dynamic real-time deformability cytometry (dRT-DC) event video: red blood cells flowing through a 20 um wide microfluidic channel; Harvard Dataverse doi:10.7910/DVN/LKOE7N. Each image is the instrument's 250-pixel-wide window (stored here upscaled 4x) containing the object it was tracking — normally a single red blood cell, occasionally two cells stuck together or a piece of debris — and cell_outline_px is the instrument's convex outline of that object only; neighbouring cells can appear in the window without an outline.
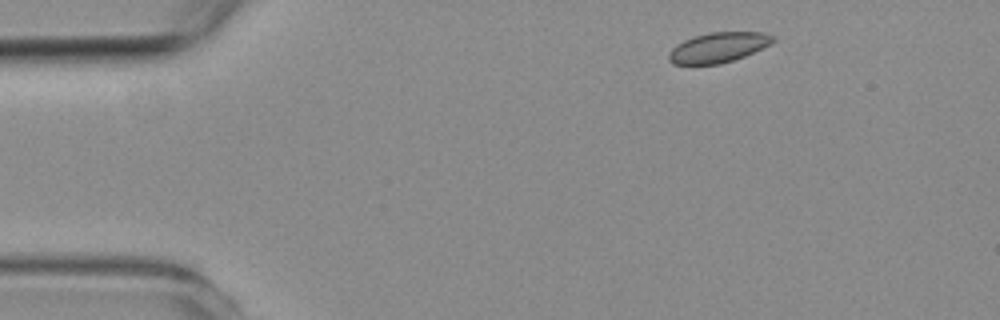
{"species": "common noctule bat (a hibernating species)", "species_latin": "Nyctalus noctula", "temperature_condition": "room temperature", "stored_images_in_passage": 3, "camera_frame_rate_fps": 3000, "um_per_image_px": 0.085, "animal": {"sex": "female", "body_mass_g": 19.3, "forearm_length_mm": 54.1}, "frame": {"image": 1, "passage_image": 1, "time_ms": 0.0, "image_size_px": [1000, 320], "cell_outline_px": [[776, 40], [744, 56], [720, 64], [672, 64], [668, 60], [668, 52], [676, 44], [684, 40], [708, 32], [764, 32], [776, 36]], "centroid_in_image_um": [61.02, 4.02], "position_along_channel_um": 24.0, "area_um2": 18.15}}